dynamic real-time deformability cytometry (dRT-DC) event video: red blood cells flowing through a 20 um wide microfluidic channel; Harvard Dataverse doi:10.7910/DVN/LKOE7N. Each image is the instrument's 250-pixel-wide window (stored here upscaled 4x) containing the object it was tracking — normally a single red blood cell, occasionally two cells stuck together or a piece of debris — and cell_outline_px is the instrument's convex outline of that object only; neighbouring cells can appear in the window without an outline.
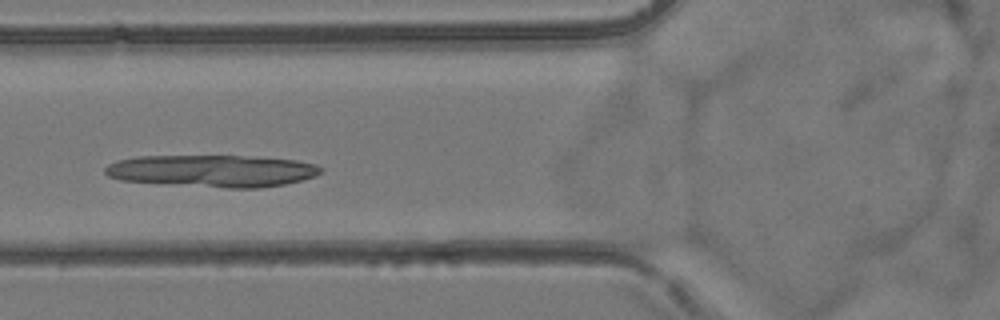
{"species": "common noctule bat (a hibernating species)", "species_latin": "Nyctalus noctula", "temperature_condition": "room temperature", "stored_images_in_passage": 4, "camera_frame_rate_fps": 3000, "um_per_image_px": 0.085, "animal": {"sex": "female", "body_mass_g": 24.6, "forearm_length_mm": 56.2}, "frame": {"image": 1, "passage_image": 4, "time_ms": 3.333, "image_size_px": [1000, 320], "cell_outline_px": [[324, 172], [316, 176], [284, 184], [260, 188], [224, 188], [120, 180], [108, 176], [104, 172], [104, 168], [108, 164], [116, 160], [136, 156], [240, 156], [296, 160], [316, 164], [324, 168]], "centroid_in_image_um": [18.06, 14.52], "position_along_channel_um": 107.7, "area_um2": 40.4}}